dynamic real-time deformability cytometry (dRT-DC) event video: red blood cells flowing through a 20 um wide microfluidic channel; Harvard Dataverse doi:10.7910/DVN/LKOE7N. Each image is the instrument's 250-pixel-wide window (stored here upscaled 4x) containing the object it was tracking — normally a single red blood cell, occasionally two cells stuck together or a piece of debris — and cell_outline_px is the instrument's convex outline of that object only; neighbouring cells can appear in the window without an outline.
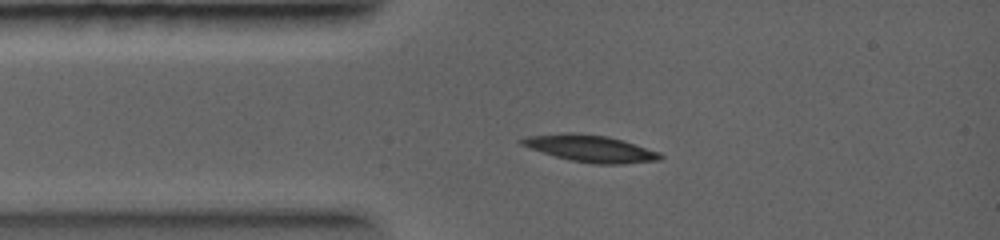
{"species": "common noctule bat (a hibernating species)", "species_latin": "Nyctalus noctula", "temperature_condition": "warm", "stored_images_in_passage": 5, "camera_frame_rate_fps": 5000, "um_per_image_px": 0.085, "animal": {"sex": "female", "body_mass_g": 19.0, "forearm_length_mm": 56.7}, "frame": {"image": 1, "passage_image": 3, "time_ms": 1.6, "image_size_px": [1000, 240], "cell_outline_px": [[664, 156], [660, 160], [624, 164], [596, 164], [568, 160], [520, 144], [516, 140], [528, 136], [560, 132], [572, 132], [608, 136], [624, 140], [660, 152]], "centroid_in_image_um": [50.21, 12.61], "position_along_channel_um": 34.8, "area_um2": 21.85}}
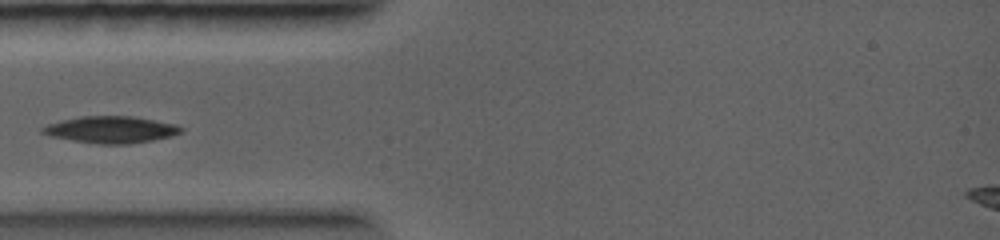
{"frame": {"image": 2, "passage_image": 4, "time_ms": 2.6, "image_size_px": [1000, 240], "cell_outline_px": [[184, 132], [172, 136], [152, 140], [124, 144], [96, 144], [72, 140], [52, 136], [40, 132], [40, 128], [48, 124], [60, 120], [80, 116], [132, 116], [176, 124], [184, 128]], "centroid_in_image_um": [9.44, 11.01], "position_along_channel_um": 75.6, "area_um2": 21.68}}